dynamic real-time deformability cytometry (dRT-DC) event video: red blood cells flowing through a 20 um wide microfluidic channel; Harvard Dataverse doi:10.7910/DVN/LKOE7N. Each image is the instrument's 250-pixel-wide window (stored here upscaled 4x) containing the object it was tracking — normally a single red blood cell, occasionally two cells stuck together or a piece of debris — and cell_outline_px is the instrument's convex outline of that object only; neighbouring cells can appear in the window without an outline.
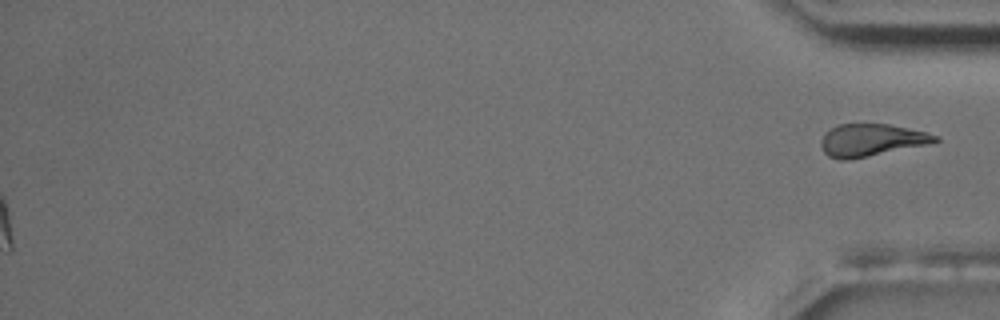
{"species": "common noctule bat (a hibernating species)", "species_latin": "Nyctalus noctula", "temperature_condition": "room temperature", "stored_images_in_passage": 18, "camera_frame_rate_fps": 3000, "um_per_image_px": 0.085, "animal": {"sex": "male", "body_mass_g": 17.5, "forearm_length_mm": 52.3}, "frame": {"image": 1, "passage_image": 18, "time_ms": 19.333, "image_size_px": [1000, 320], "cell_outline_px": [[940, 140], [928, 144], [848, 160], [840, 160], [828, 156], [824, 152], [820, 144], [820, 140], [824, 132], [840, 124], [888, 124], [928, 132], [940, 136]], "centroid_in_image_um": [74.05, 11.9], "position_along_channel_um": 361.1, "area_um2": 21.5}}